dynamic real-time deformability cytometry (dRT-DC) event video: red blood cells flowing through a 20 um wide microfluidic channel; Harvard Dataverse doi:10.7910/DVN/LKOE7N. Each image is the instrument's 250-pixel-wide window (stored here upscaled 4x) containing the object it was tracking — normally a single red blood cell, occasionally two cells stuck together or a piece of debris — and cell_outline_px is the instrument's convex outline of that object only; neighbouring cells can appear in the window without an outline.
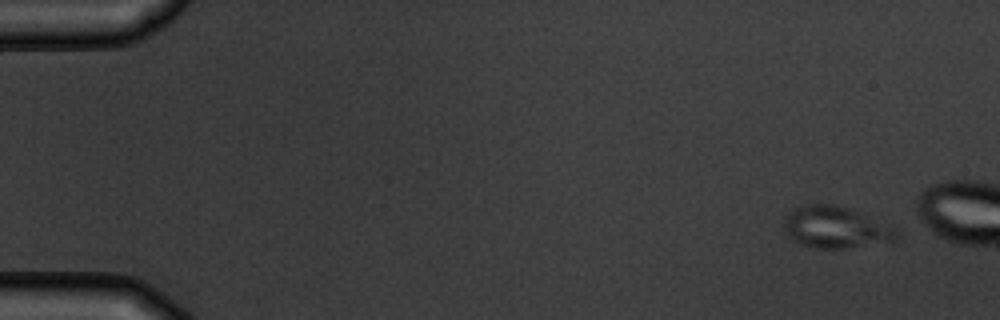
{"species": "common noctule bat (a hibernating species)", "species_latin": "Nyctalus noctula", "temperature_condition": "warm", "stored_images_in_passage": 4, "camera_frame_rate_fps": 3000, "um_per_image_px": 0.085, "animal": {"sex": "male", "body_mass_g": 19.5, "forearm_length_mm": 54.6}, "frame": {"image": 1, "passage_image": 1, "time_ms": 0.0, "image_size_px": [1000, 320], "cell_outline_px": [[896, 236], [892, 244], [848, 248], [816, 248], [804, 244], [788, 236], [784, 228], [784, 216], [796, 208], [808, 204], [832, 204], [848, 208], [860, 212], [892, 224], [896, 228]], "centroid_in_image_um": [71.13, 19.34], "position_along_channel_um": 13.9, "area_um2": 27.69}}